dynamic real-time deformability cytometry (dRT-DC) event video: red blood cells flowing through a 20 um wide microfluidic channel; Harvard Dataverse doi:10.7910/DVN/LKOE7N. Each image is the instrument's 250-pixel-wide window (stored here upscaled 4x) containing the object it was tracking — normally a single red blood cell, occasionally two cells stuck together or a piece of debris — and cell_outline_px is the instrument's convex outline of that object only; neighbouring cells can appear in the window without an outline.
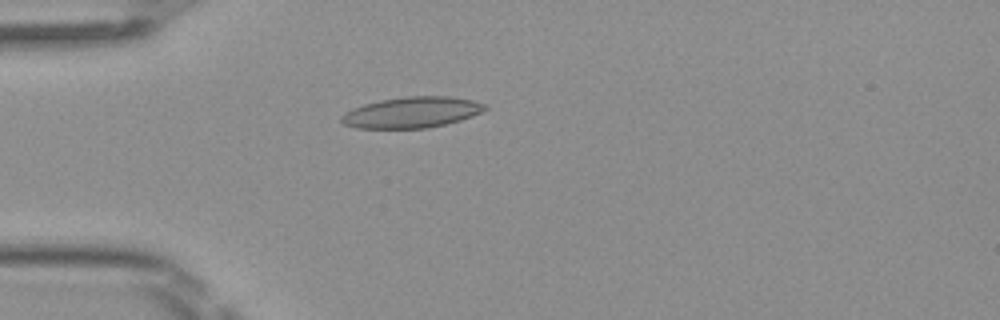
{"species": "Egyptian fruit bat (a non-hibernating species)", "species_latin": "Rousettus aegyptiacus", "temperature_condition": "room temperature", "stored_images_in_passage": 50, "camera_frame_rate_fps": 3000, "um_per_image_px": 0.085, "frame": {"image": 1, "passage_image": 14, "time_ms": 4.333, "image_size_px": [1000, 320], "cell_outline_px": [[488, 108], [472, 116], [460, 120], [428, 128], [356, 128], [344, 124], [340, 120], [340, 116], [344, 112], [352, 108], [364, 104], [380, 100], [404, 96], [448, 96], [472, 100], [484, 104]], "centroid_in_image_um": [34.96, 9.55], "position_along_channel_um": 50.0, "area_um2": 25.84}}
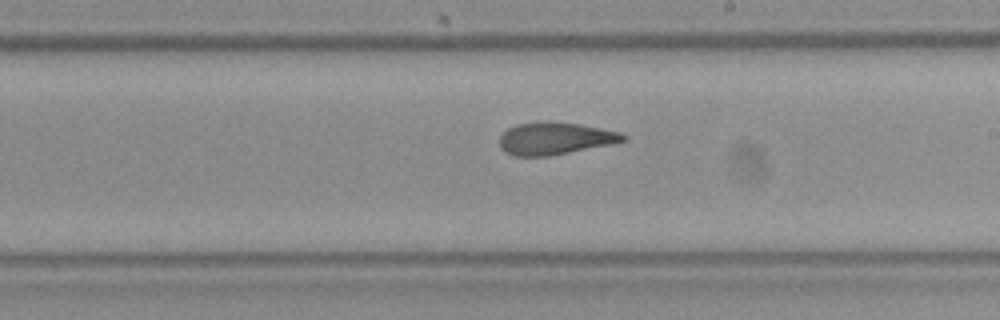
{"frame": {"image": 2, "passage_image": 29, "time_ms": 9.333, "image_size_px": [1000, 320], "cell_outline_px": [[628, 140], [612, 144], [548, 156], [512, 156], [504, 152], [500, 148], [500, 136], [508, 128], [516, 124], [580, 124], [620, 132], [628, 136]], "centroid_in_image_um": [47.2, 11.81], "position_along_channel_um": 241.8, "area_um2": 22.6}}
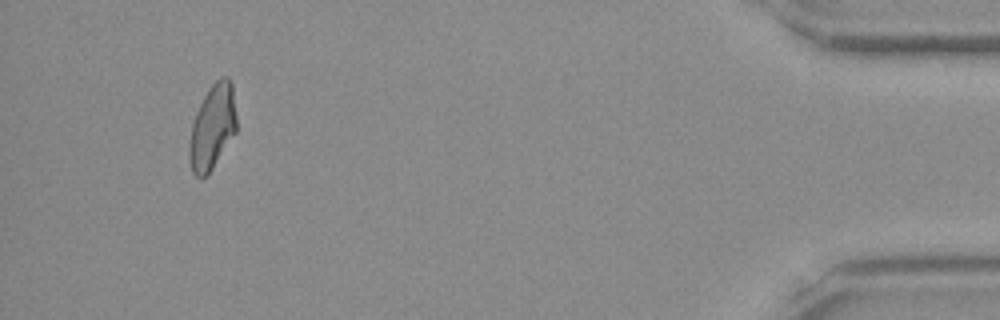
{"frame": {"image": 3, "passage_image": 47, "time_ms": 15.333, "image_size_px": [1000, 320], "cell_outline_px": [[236, 132], [208, 176], [200, 180], [192, 172], [188, 156], [188, 148], [192, 124], [196, 112], [208, 88], [220, 76], [228, 76], [232, 84], [236, 116]], "centroid_in_image_um": [18.05, 10.83], "position_along_channel_um": 417.2, "area_um2": 23.64}, "authors_computed_cell_mechanics": {"area_um2": 23.9003, "velocity_mm_per_s": 4.0789, "shape_relaxation_time_tau1_ms": null, "shape_relaxation_time_tau2_ms": 2.0637, "deformation_change_tau1": null, "deformation_change_tau2": 0.0949}}